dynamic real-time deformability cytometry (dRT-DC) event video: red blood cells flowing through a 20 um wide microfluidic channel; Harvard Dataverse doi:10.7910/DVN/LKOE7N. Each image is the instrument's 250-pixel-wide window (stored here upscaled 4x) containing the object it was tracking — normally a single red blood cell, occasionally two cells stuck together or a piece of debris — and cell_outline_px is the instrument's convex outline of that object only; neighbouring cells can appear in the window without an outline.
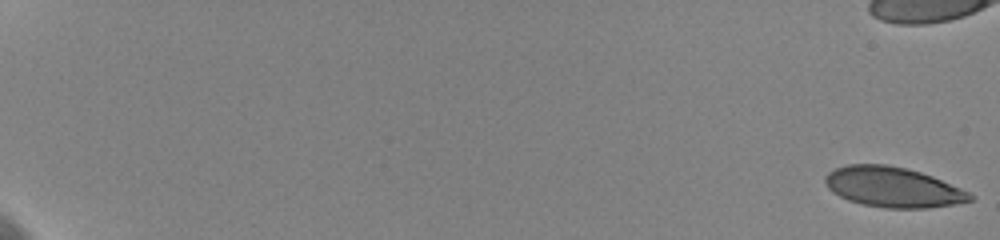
{"species": "human", "species_latin": "Homo sapiens", "temperature_condition": "cold", "stored_images_in_passage": 60, "camera_frame_rate_fps": 3000, "um_per_image_px": 0.085, "donor": {"sex": "female"}, "frame": {"image": 1, "passage_image": 1, "time_ms": 0.0, "image_size_px": [1000, 240], "cell_outline_px": [[976, 196], [972, 200], [952, 204], [928, 208], [884, 208], [864, 204], [848, 200], [832, 192], [828, 188], [824, 180], [824, 176], [828, 172], [836, 168], [848, 164], [888, 164], [908, 168], [932, 176], [960, 188]], "centroid_in_image_um": [75.87, 15.9], "position_along_channel_um": 9.1, "area_um2": 33.87}}
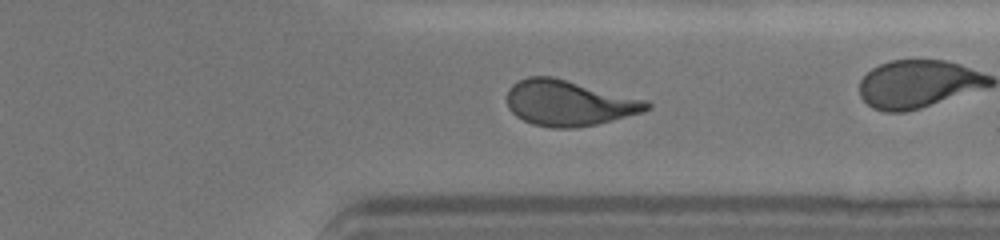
{"frame": {"image": 2, "passage_image": 49, "time_ms": 16.0, "image_size_px": [1000, 240], "cell_outline_px": [[652, 108], [644, 112], [596, 124], [576, 128], [552, 128], [532, 124], [516, 116], [508, 108], [508, 88], [512, 84], [528, 76], [552, 76], [648, 100], [652, 104]], "centroid_in_image_um": [48.38, 8.75], "position_along_channel_um": 363.0, "area_um2": 37.34}, "authors_computed_cell_mechanics": {"area_um2": 36.3273, "velocity_mm_per_s": 3.5975, "shape_relaxation_time_tau1_ms": 6.4398, "shape_relaxation_time_tau2_ms": 1.2373, "deformation_change_tau1": 0.2075, "deformation_change_tau2": 0.08}}